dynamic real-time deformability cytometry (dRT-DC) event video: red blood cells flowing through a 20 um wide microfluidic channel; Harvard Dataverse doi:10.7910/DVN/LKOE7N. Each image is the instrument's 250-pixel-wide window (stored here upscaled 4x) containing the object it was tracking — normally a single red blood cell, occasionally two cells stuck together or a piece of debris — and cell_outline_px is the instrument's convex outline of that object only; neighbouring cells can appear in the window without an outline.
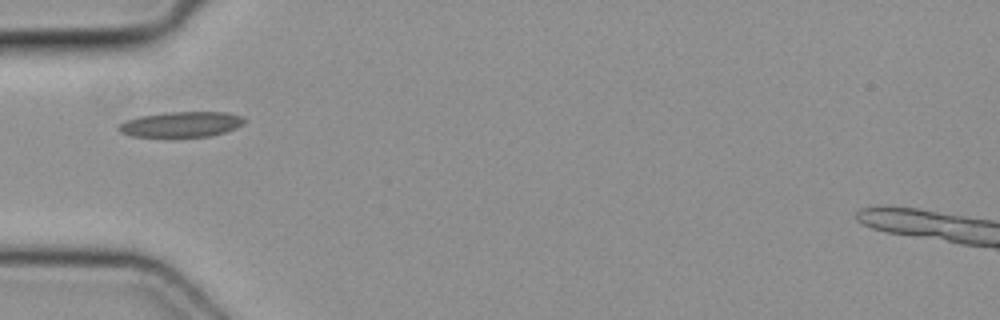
{"species": "common noctule bat (a hibernating species)", "species_latin": "Nyctalus noctula", "temperature_condition": "cold", "stored_images_in_passage": 1, "camera_frame_rate_fps": 3000, "um_per_image_px": 0.085, "animal": {"sex": "female", "body_mass_g": 19.3, "forearm_length_mm": 54.1}, "frame": {"image": 1, "passage_image": 1, "time_ms": 0.0, "image_size_px": [1000, 320], "cell_outline_px": [[248, 120], [244, 124], [236, 128], [224, 132], [208, 136], [132, 136], [120, 132], [116, 128], [124, 120], [140, 116], [168, 112], [228, 112], [244, 116]], "centroid_in_image_um": [15.45, 10.55], "position_along_channel_um": 69.6, "area_um2": 18.61}}